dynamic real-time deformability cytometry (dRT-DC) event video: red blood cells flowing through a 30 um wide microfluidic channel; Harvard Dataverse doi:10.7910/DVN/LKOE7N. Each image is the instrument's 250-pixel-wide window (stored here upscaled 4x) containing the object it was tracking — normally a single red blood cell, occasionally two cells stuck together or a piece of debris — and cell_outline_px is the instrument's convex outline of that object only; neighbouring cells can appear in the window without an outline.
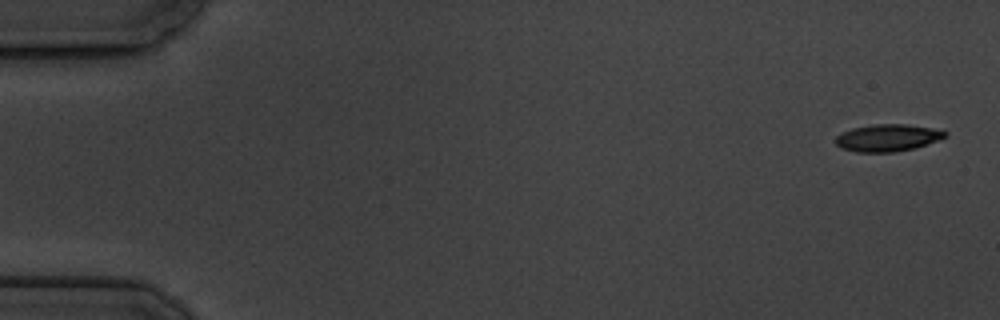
{"species": "common noctule bat (a hibernating species)", "species_latin": "Nyctalus noctula", "temperature_condition": "cold", "stored_images_in_passage": 7, "camera_frame_rate_fps": 3000, "um_per_image_px": 0.085, "animal": {"sex": "male", "body_mass_g": 19.5, "forearm_length_mm": 54.6}, "frame": {"image": 1, "passage_image": 1, "time_ms": 0.0, "image_size_px": [1000, 320], "cell_outline_px": [[948, 136], [916, 148], [896, 152], [856, 152], [840, 148], [836, 144], [836, 136], [852, 128], [872, 124], [904, 124], [932, 128], [948, 132]], "centroid_in_image_um": [75.45, 11.72], "position_along_channel_um": 9.6, "area_um2": 17.34}}
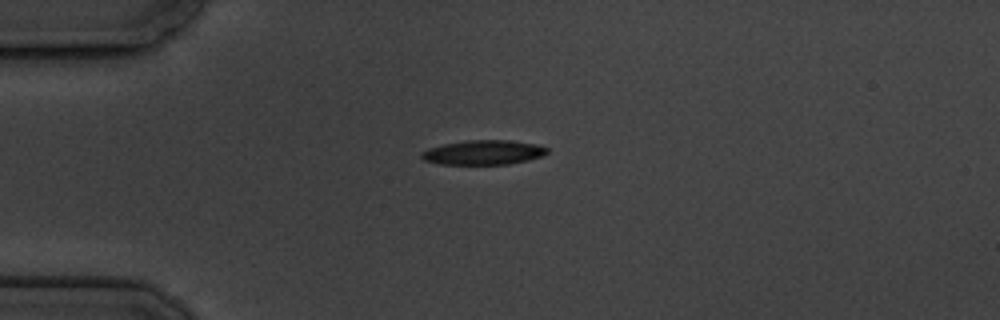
{"frame": {"image": 2, "passage_image": 4, "time_ms": 4.333, "image_size_px": [1000, 320], "cell_outline_px": [[548, 152], [540, 156], [528, 160], [508, 164], [440, 164], [424, 160], [420, 156], [420, 152], [428, 148], [444, 144], [464, 140], [508, 140], [536, 144], [548, 148]], "centroid_in_image_um": [41.05, 12.95], "position_along_channel_um": 43.9, "area_um2": 17.92}}
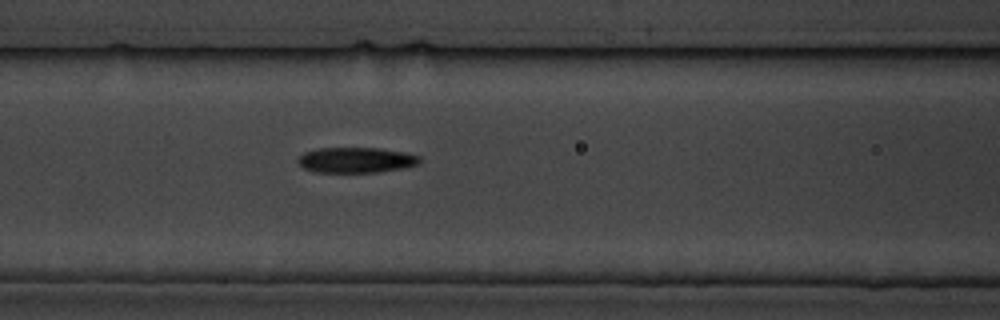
{"frame": {"image": 3, "passage_image": 7, "time_ms": 7.667, "image_size_px": [1000, 320], "cell_outline_px": [[420, 164], [400, 168], [376, 172], [312, 172], [304, 168], [296, 160], [304, 152], [316, 148], [380, 148], [404, 152], [420, 156]], "centroid_in_image_um": [30.24, 13.6], "position_along_channel_um": 136.4, "area_um2": 18.03}}